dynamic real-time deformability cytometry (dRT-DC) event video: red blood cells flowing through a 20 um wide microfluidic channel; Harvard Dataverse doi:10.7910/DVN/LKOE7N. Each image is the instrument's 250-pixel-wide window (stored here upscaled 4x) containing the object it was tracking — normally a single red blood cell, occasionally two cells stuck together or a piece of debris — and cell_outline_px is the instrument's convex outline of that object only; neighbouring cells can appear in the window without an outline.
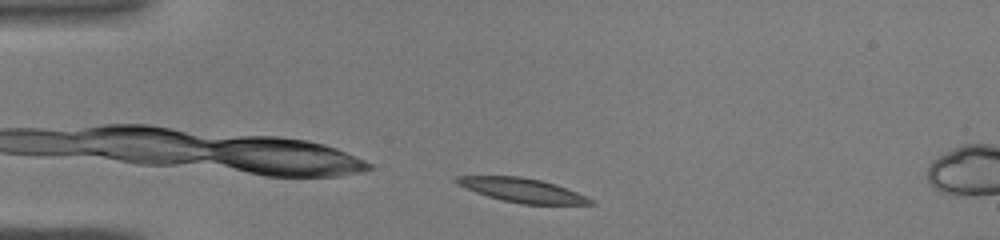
{"species": "common noctule bat (a hibernating species)", "species_latin": "Nyctalus noctula", "temperature_condition": "warm", "stored_images_in_passage": 5, "camera_frame_rate_fps": 3000, "um_per_image_px": 0.085, "animal": {"sex": "male", "body_mass_g": 19.0, "forearm_length_mm": 50.8}, "frame": {"image": 1, "passage_image": 1, "time_ms": 0.0, "image_size_px": [1000, 240], "cell_outline_px": [[596, 204], [524, 204], [504, 200], [488, 196], [476, 192], [456, 184], [452, 180], [456, 176], [520, 176], [540, 180], [556, 184], [588, 196], [596, 200]], "centroid_in_image_um": [44.43, 16.16], "position_along_channel_um": 40.6, "area_um2": 18.79}}